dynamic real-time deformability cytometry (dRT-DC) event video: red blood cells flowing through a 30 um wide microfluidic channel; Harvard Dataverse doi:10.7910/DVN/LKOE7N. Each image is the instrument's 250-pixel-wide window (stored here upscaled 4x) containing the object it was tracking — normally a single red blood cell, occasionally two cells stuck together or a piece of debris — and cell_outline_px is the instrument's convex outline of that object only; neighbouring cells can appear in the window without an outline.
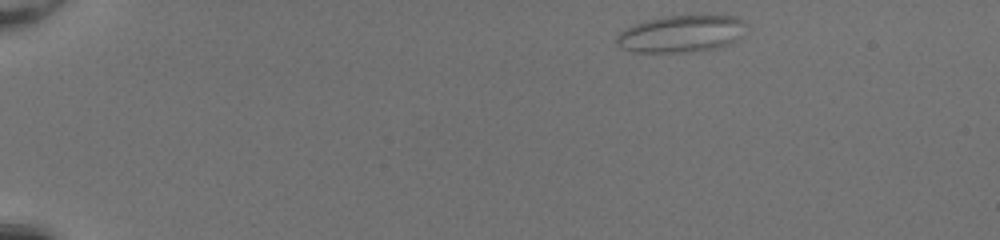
{"species": "common noctule bat (a hibernating species)", "species_latin": "Nyctalus noctula", "temperature_condition": "room temperature", "stored_images_in_passage": 41, "camera_frame_rate_fps": 3000, "um_per_image_px": 0.085, "animal": {"sex": "female", "body_mass_g": 20.0, "forearm_length_mm": 54.0}, "frame": {"image": 1, "passage_image": 1, "time_ms": 0.0, "image_size_px": [1000, 240], "cell_outline_px": [[748, 24], [740, 40], [732, 44], [716, 48], [692, 52], [628, 52], [620, 48], [616, 44], [616, 36], [620, 32], [632, 24], [644, 20], [664, 16], [736, 16], [744, 20]], "centroid_in_image_um": [57.92, 2.88], "position_along_channel_um": 27.1, "area_um2": 28.61}}
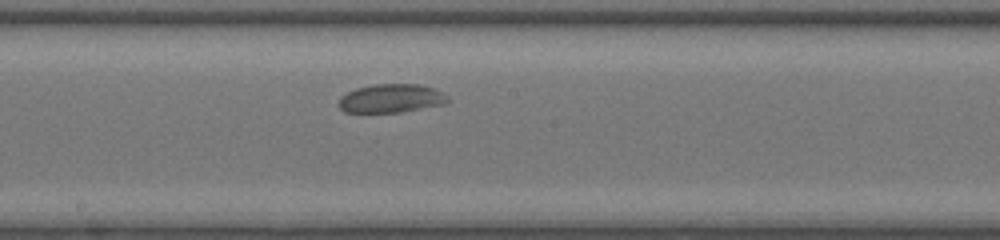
{"frame": {"image": 2, "passage_image": 23, "time_ms": 7.333, "image_size_px": [1000, 240], "cell_outline_px": [[452, 100], [444, 104], [400, 112], [344, 112], [340, 108], [340, 96], [356, 88], [376, 84], [420, 84], [436, 88], [448, 96]], "centroid_in_image_um": [33.3, 8.35], "position_along_channel_um": 214.9, "area_um2": 18.21}}
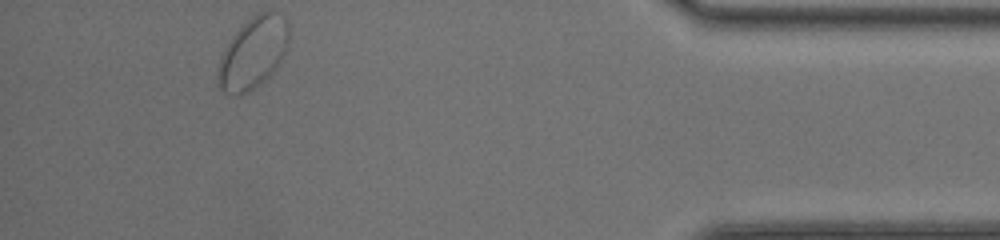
{"frame": {"image": 3, "passage_image": 41, "time_ms": 13.333, "image_size_px": [1000, 240], "cell_outline_px": [[288, 44], [280, 60], [272, 72], [264, 80], [248, 92], [236, 96], [232, 96], [224, 92], [220, 88], [216, 80], [216, 72], [220, 60], [232, 36], [256, 12], [272, 12], [284, 16], [288, 20]], "centroid_in_image_um": [21.49, 4.51], "position_along_channel_um": 413.7, "area_um2": 29.19}}